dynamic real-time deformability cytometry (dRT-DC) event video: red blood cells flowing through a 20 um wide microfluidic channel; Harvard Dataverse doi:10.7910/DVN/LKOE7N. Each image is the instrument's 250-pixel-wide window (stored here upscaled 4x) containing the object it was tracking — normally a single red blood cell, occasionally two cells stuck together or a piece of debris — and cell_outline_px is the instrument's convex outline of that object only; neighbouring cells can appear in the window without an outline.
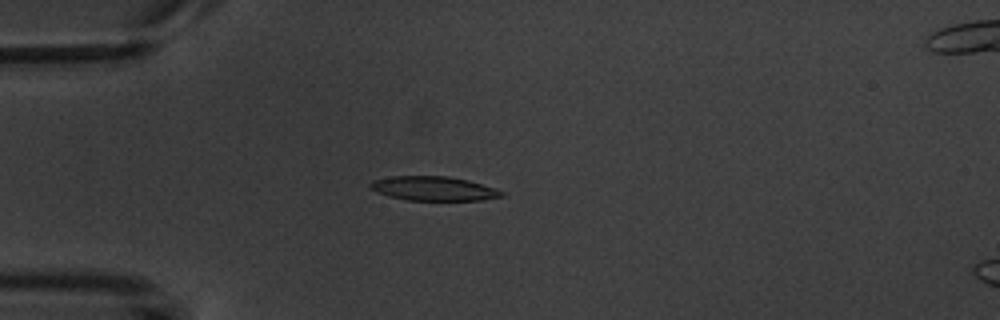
{"species": "common noctule bat (a hibernating species)", "species_latin": "Nyctalus noctula", "temperature_condition": "warm", "stored_images_in_passage": 4, "camera_frame_rate_fps": 3000, "um_per_image_px": 0.085, "animal": {"sex": "male", "body_mass_g": 20.1, "forearm_length_mm": 53.5}, "frame": {"image": 1, "passage_image": 4, "time_ms": 4.333, "image_size_px": [1000, 320], "cell_outline_px": [[504, 196], [480, 200], [408, 200], [388, 196], [376, 192], [368, 188], [368, 184], [372, 180], [392, 176], [448, 176], [468, 180], [496, 188], [504, 192]], "centroid_in_image_um": [36.82, 16.02], "position_along_channel_um": 48.2, "area_um2": 18.67}}